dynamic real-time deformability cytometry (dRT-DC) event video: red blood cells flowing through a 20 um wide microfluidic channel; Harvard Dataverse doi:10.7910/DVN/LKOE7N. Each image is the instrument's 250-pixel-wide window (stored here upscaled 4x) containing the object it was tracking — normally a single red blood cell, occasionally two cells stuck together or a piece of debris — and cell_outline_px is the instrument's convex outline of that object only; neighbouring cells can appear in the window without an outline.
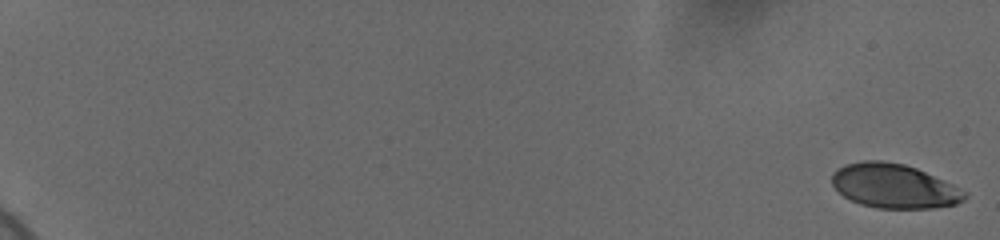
{"species": "human", "species_latin": "Homo sapiens", "temperature_condition": "cold", "stored_images_in_passage": 59, "camera_frame_rate_fps": 3000, "um_per_image_px": 0.085, "donor": {"sex": "female"}, "frame": {"image": 1, "passage_image": 1, "time_ms": 0.0, "image_size_px": [1000, 240], "cell_outline_px": [[968, 196], [964, 200], [956, 204], [932, 208], [876, 208], [860, 204], [844, 196], [832, 184], [832, 172], [836, 168], [844, 164], [860, 160], [884, 160], [904, 164], [916, 168], [952, 184], [968, 192]], "centroid_in_image_um": [75.99, 15.8], "position_along_channel_um": 9.0, "area_um2": 34.39}}
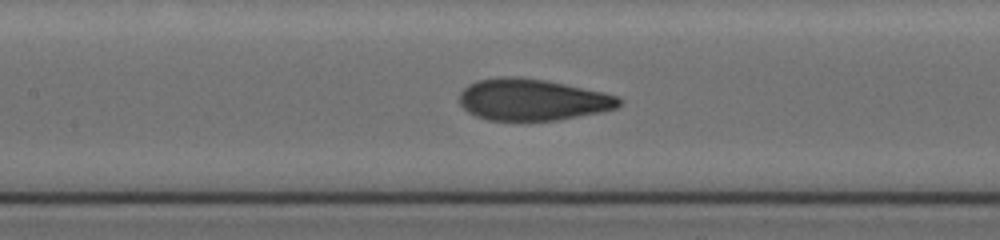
{"frame": {"image": 2, "passage_image": 32, "time_ms": 10.333, "image_size_px": [1000, 240], "cell_outline_px": [[624, 100], [616, 108], [600, 112], [556, 120], [488, 120], [476, 116], [468, 112], [460, 104], [460, 92], [468, 84], [476, 80], [500, 76], [520, 76], [544, 80], [604, 92], [616, 96]], "centroid_in_image_um": [45.23, 8.46], "position_along_channel_um": 162.2, "area_um2": 38.67}}
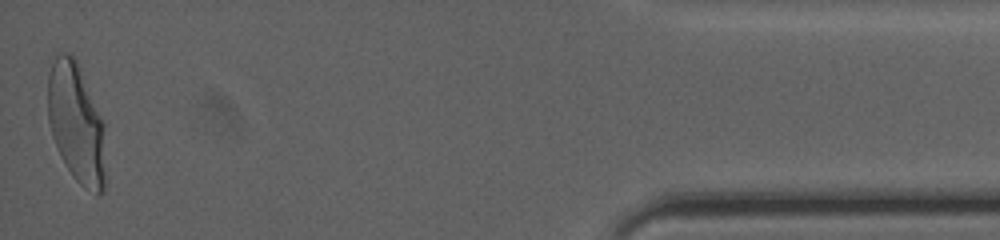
{"frame": {"image": 3, "passage_image": 59, "time_ms": 19.333, "image_size_px": [1000, 240], "cell_outline_px": [[104, 192], [100, 196], [96, 196], [80, 184], [72, 176], [60, 156], [52, 136], [48, 120], [48, 76], [52, 64], [56, 56], [60, 52], [68, 52], [76, 60], [80, 68], [104, 124]], "centroid_in_image_um": [6.48, 10.51], "position_along_channel_um": 428.7, "area_um2": 40.11}, "authors_computed_cell_mechanics": {"area_um2": 37.9746, "velocity_mm_per_s": 3.6947, "shape_relaxation_time_tau1_ms": 4.1084, "shape_relaxation_time_tau2_ms": 0.6992, "deformation_change_tau1": 0.1936, "deformation_change_tau2": 0.068}}